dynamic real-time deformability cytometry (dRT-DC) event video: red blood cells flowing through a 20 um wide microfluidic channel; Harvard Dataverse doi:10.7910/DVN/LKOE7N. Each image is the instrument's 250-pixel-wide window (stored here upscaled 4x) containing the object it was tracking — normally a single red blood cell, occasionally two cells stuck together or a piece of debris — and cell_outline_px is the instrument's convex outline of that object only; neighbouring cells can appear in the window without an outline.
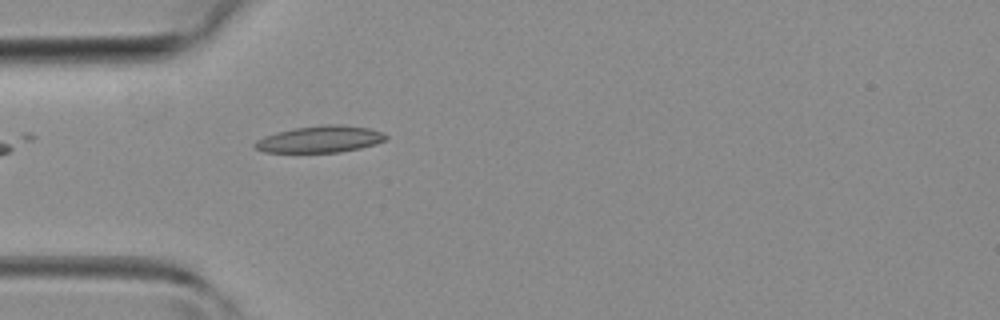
{"species": "common noctule bat (a hibernating species)", "species_latin": "Nyctalus noctula", "temperature_condition": "room temperature", "stored_images_in_passage": 32, "camera_frame_rate_fps": 3000, "um_per_image_px": 0.085, "animal": {"sex": "female", "body_mass_g": 19.3, "forearm_length_mm": 54.1}, "frame": {"image": 1, "passage_image": 2, "time_ms": 0.333, "image_size_px": [1000, 320], "cell_outline_px": [[388, 140], [376, 144], [360, 148], [340, 152], [264, 152], [256, 148], [252, 144], [256, 140], [264, 136], [276, 132], [296, 128], [324, 124], [336, 124], [368, 128], [380, 132], [388, 136]], "centroid_in_image_um": [27.21, 11.83], "position_along_channel_um": 57.8, "area_um2": 20.35}}
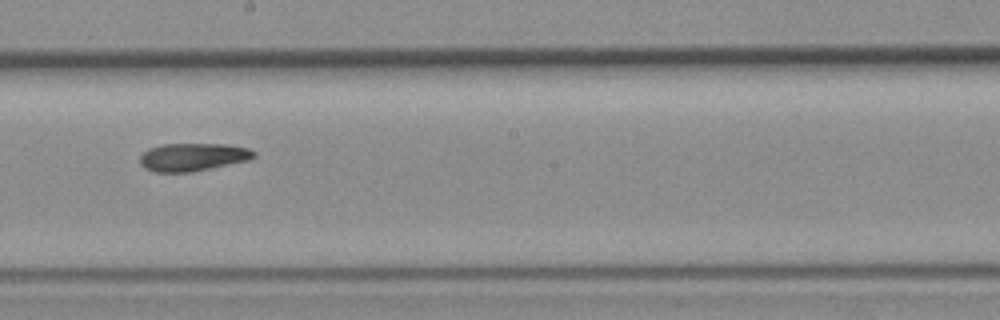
{"frame": {"image": 2, "passage_image": 13, "time_ms": 4.0, "image_size_px": [1000, 320], "cell_outline_px": [[256, 156], [248, 160], [192, 172], [156, 172], [144, 168], [140, 164], [140, 156], [148, 148], [160, 144], [224, 144], [248, 148], [256, 152]], "centroid_in_image_um": [16.36, 13.34], "position_along_channel_um": 231.8, "area_um2": 18.55}}
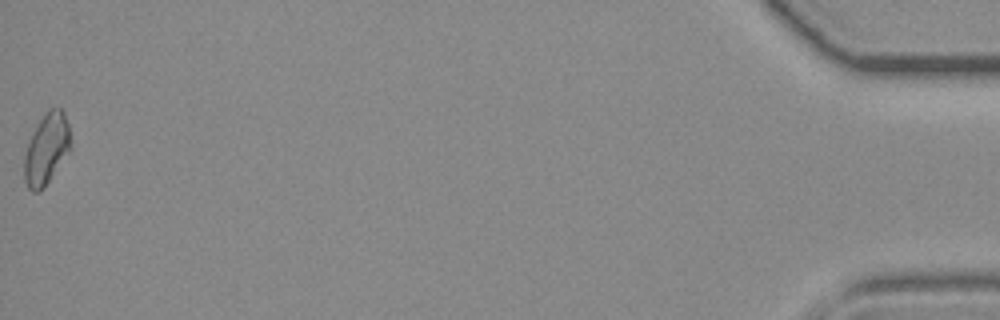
{"frame": {"image": 3, "passage_image": 32, "time_ms": 10.333, "image_size_px": [1000, 320], "cell_outline_px": [[68, 152], [44, 188], [40, 192], [32, 192], [28, 188], [24, 180], [24, 156], [28, 144], [40, 120], [48, 108], [60, 108], [64, 112], [68, 124]], "centroid_in_image_um": [3.91, 12.7], "position_along_channel_um": 431.3, "area_um2": 18.55}}